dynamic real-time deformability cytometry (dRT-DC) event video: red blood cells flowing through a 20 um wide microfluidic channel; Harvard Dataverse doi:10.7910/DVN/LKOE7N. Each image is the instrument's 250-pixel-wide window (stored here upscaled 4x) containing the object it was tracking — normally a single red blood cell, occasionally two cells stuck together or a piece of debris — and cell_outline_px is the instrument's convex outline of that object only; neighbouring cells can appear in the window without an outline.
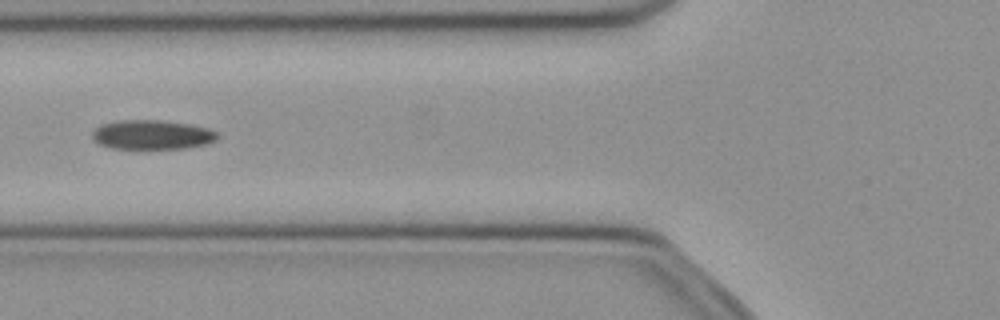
{"species": "common noctule bat (a hibernating species)", "species_latin": "Nyctalus noctula", "temperature_condition": "cold", "stored_images_in_passage": 25, "camera_frame_rate_fps": 3000, "um_per_image_px": 0.085, "animal": {"sex": "female", "body_mass_g": 21.9}, "frame": {"image": 1, "passage_image": 8, "time_ms": 2.333, "image_size_px": [1000, 320], "cell_outline_px": [[220, 136], [216, 140], [208, 144], [188, 148], [112, 148], [100, 144], [92, 140], [92, 132], [100, 124], [120, 120], [160, 120], [192, 124], [208, 128], [216, 132]], "centroid_in_image_um": [12.95, 11.44], "position_along_channel_um": 112.9, "area_um2": 21.56}}
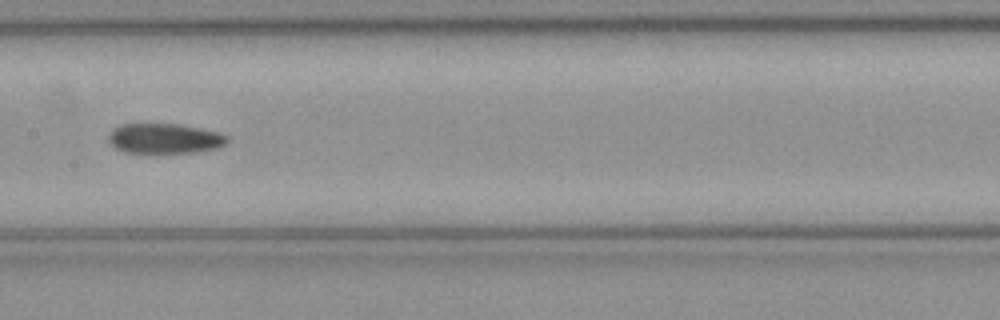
{"frame": {"image": 2, "passage_image": 14, "time_ms": 4.333, "image_size_px": [1000, 320], "cell_outline_px": [[228, 144], [216, 148], [196, 152], [156, 156], [148, 156], [124, 152], [116, 148], [108, 140], [108, 136], [120, 124], [180, 124], [200, 128], [216, 132], [228, 136]], "centroid_in_image_um": [13.99, 11.84], "position_along_channel_um": 193.4, "area_um2": 21.68}}
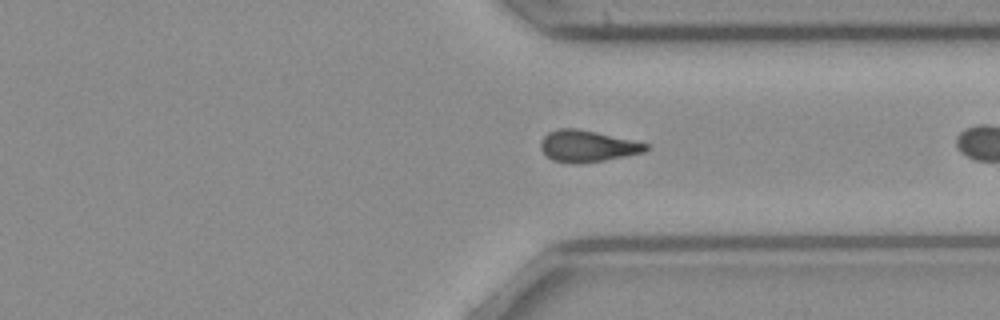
{"frame": {"image": 3, "passage_image": 24, "time_ms": 7.667, "image_size_px": [1000, 320], "cell_outline_px": [[648, 148], [644, 152], [604, 160], [576, 164], [572, 164], [552, 160], [540, 148], [540, 140], [548, 132], [560, 128], [576, 128], [596, 132], [632, 140], [648, 144]], "centroid_in_image_um": [49.89, 12.42], "position_along_channel_um": 361.5, "area_um2": 19.19}}